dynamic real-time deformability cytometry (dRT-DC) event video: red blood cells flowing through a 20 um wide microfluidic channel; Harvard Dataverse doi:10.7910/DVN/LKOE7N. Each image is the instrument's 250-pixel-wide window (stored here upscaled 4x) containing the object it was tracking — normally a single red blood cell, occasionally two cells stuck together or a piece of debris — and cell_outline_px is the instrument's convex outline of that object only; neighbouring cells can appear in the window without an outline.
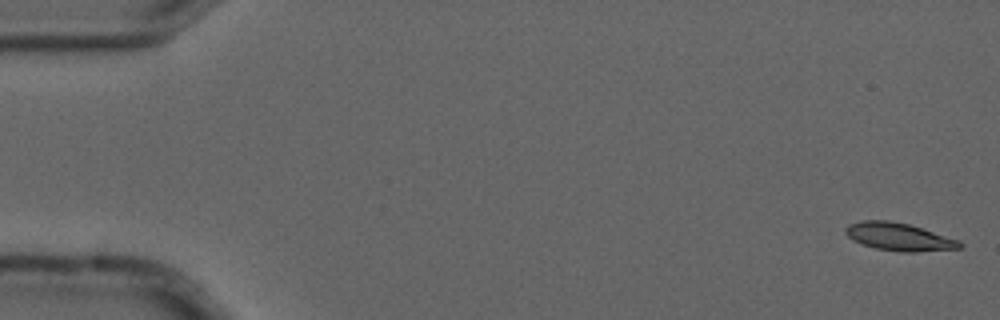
{"species": "common noctule bat (a hibernating species)", "species_latin": "Nyctalus noctula", "temperature_condition": "cold", "stored_images_in_passage": 7, "camera_frame_rate_fps": 3000, "um_per_image_px": 0.085, "animal": {"sex": "male", "forearm_length_mm": 52.5}, "frame": {"image": 1, "passage_image": 1, "time_ms": 0.0, "image_size_px": [1000, 320], "cell_outline_px": [[964, 244], [960, 248], [916, 252], [900, 252], [876, 248], [852, 240], [844, 232], [844, 228], [848, 224], [864, 220], [888, 220], [908, 224], [960, 240]], "centroid_in_image_um": [76.4, 20.12], "position_along_channel_um": 8.6, "area_um2": 18.44}}
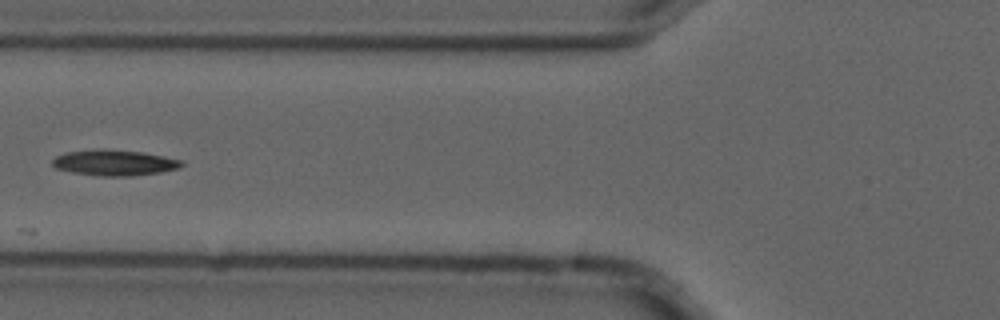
{"frame": {"image": 2, "passage_image": 5, "time_ms": 1.333, "image_size_px": [1000, 320], "cell_outline_px": [[184, 164], [180, 168], [160, 172], [132, 176], [100, 176], [72, 172], [56, 168], [52, 164], [52, 160], [56, 156], [64, 152], [100, 148], [140, 152], [164, 156], [184, 160]], "centroid_in_image_um": [9.73, 13.82], "position_along_channel_um": 116.1, "area_um2": 19.54}}